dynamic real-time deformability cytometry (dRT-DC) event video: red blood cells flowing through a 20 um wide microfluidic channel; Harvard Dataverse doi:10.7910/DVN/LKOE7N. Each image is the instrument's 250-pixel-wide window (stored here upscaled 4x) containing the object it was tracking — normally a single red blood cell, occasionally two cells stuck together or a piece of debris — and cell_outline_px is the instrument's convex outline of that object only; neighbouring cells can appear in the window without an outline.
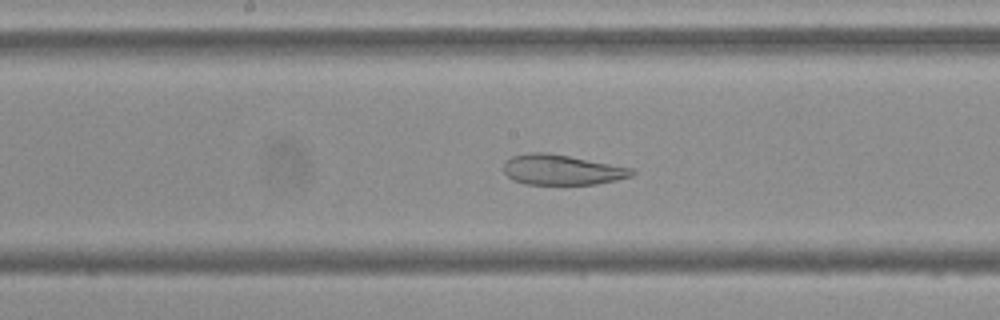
{"species": "Egyptian fruit bat (a non-hibernating species)", "species_latin": "Rousettus aegyptiacus", "temperature_condition": "cold", "stored_images_in_passage": 50, "camera_frame_rate_fps": 3000, "um_per_image_px": 0.085, "frame": {"image": 1, "passage_image": 23, "time_ms": 7.333, "image_size_px": [1000, 320], "cell_outline_px": [[636, 172], [632, 176], [616, 180], [596, 184], [524, 184], [512, 180], [504, 172], [504, 160], [512, 156], [532, 152], [548, 152], [632, 168]], "centroid_in_image_um": [47.73, 14.43], "position_along_channel_um": 200.5, "area_um2": 22.6}}
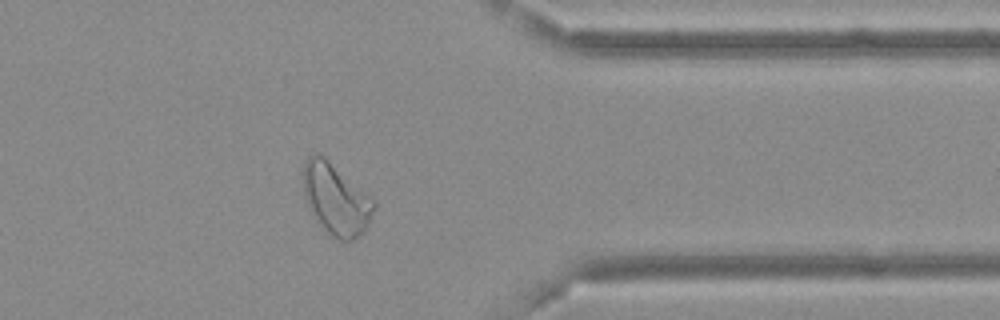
{"frame": {"image": 2, "passage_image": 39, "time_ms": 12.667, "image_size_px": [1000, 320], "cell_outline_px": [[376, 204], [368, 224], [364, 232], [360, 236], [352, 240], [340, 240], [332, 236], [316, 224], [308, 208], [304, 196], [304, 160], [312, 152], [320, 152], [376, 200]], "centroid_in_image_um": [28.54, 16.92], "position_along_channel_um": 382.9, "area_um2": 29.94}}
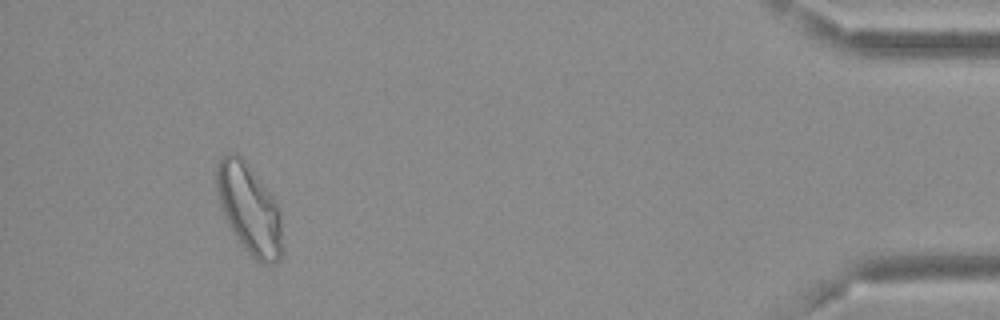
{"frame": {"image": 3, "passage_image": 46, "time_ms": 15.0, "image_size_px": [1000, 320], "cell_outline_px": [[284, 252], [280, 260], [272, 264], [264, 264], [256, 260], [248, 252], [232, 232], [228, 224], [220, 204], [216, 188], [216, 164], [220, 156], [228, 152], [236, 152], [248, 164], [276, 200], [280, 208]], "centroid_in_image_um": [21.21, 17.76], "position_along_channel_um": 414.0, "area_um2": 34.97}, "authors_computed_cell_mechanics": {"area_um2": 29.8537, "velocity_mm_per_s": 3.6454, "shape_relaxation_time_tau1_ms": null, "shape_relaxation_time_tau2_ms": 2.076, "deformation_change_tau1": null, "deformation_change_tau2": 0.0982}}